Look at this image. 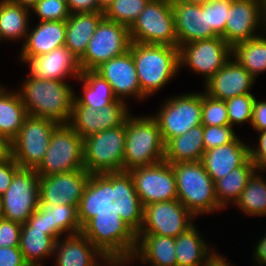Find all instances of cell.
Segmentation results:
<instances>
[{
    "instance_id": "cell-1",
    "label": "cell",
    "mask_w": 266,
    "mask_h": 266,
    "mask_svg": "<svg viewBox=\"0 0 266 266\" xmlns=\"http://www.w3.org/2000/svg\"><path fill=\"white\" fill-rule=\"evenodd\" d=\"M177 199L172 164L130 169L109 192V217L120 230L144 205Z\"/></svg>"
},
{
    "instance_id": "cell-2",
    "label": "cell",
    "mask_w": 266,
    "mask_h": 266,
    "mask_svg": "<svg viewBox=\"0 0 266 266\" xmlns=\"http://www.w3.org/2000/svg\"><path fill=\"white\" fill-rule=\"evenodd\" d=\"M78 206L94 223L109 217V191L85 168L40 176L39 205Z\"/></svg>"
},
{
    "instance_id": "cell-3",
    "label": "cell",
    "mask_w": 266,
    "mask_h": 266,
    "mask_svg": "<svg viewBox=\"0 0 266 266\" xmlns=\"http://www.w3.org/2000/svg\"><path fill=\"white\" fill-rule=\"evenodd\" d=\"M118 243L119 229L108 217L81 233L59 238L53 254L54 266H101Z\"/></svg>"
},
{
    "instance_id": "cell-4",
    "label": "cell",
    "mask_w": 266,
    "mask_h": 266,
    "mask_svg": "<svg viewBox=\"0 0 266 266\" xmlns=\"http://www.w3.org/2000/svg\"><path fill=\"white\" fill-rule=\"evenodd\" d=\"M125 124L83 139L84 168L109 192L123 178Z\"/></svg>"
},
{
    "instance_id": "cell-5",
    "label": "cell",
    "mask_w": 266,
    "mask_h": 266,
    "mask_svg": "<svg viewBox=\"0 0 266 266\" xmlns=\"http://www.w3.org/2000/svg\"><path fill=\"white\" fill-rule=\"evenodd\" d=\"M21 95L28 115L68 124L74 101L73 87L67 81L37 78L28 72L23 78Z\"/></svg>"
},
{
    "instance_id": "cell-6",
    "label": "cell",
    "mask_w": 266,
    "mask_h": 266,
    "mask_svg": "<svg viewBox=\"0 0 266 266\" xmlns=\"http://www.w3.org/2000/svg\"><path fill=\"white\" fill-rule=\"evenodd\" d=\"M129 51L146 98L163 89L180 72L178 47L131 42Z\"/></svg>"
},
{
    "instance_id": "cell-7",
    "label": "cell",
    "mask_w": 266,
    "mask_h": 266,
    "mask_svg": "<svg viewBox=\"0 0 266 266\" xmlns=\"http://www.w3.org/2000/svg\"><path fill=\"white\" fill-rule=\"evenodd\" d=\"M196 217L178 200L144 205L119 234H156L177 238L194 225Z\"/></svg>"
},
{
    "instance_id": "cell-8",
    "label": "cell",
    "mask_w": 266,
    "mask_h": 266,
    "mask_svg": "<svg viewBox=\"0 0 266 266\" xmlns=\"http://www.w3.org/2000/svg\"><path fill=\"white\" fill-rule=\"evenodd\" d=\"M177 199L195 216L224 210L217 201L214 181L201 161L173 163Z\"/></svg>"
},
{
    "instance_id": "cell-9",
    "label": "cell",
    "mask_w": 266,
    "mask_h": 266,
    "mask_svg": "<svg viewBox=\"0 0 266 266\" xmlns=\"http://www.w3.org/2000/svg\"><path fill=\"white\" fill-rule=\"evenodd\" d=\"M165 143L159 125L151 115L126 120V143L123 177L130 169L149 166L164 160Z\"/></svg>"
},
{
    "instance_id": "cell-10",
    "label": "cell",
    "mask_w": 266,
    "mask_h": 266,
    "mask_svg": "<svg viewBox=\"0 0 266 266\" xmlns=\"http://www.w3.org/2000/svg\"><path fill=\"white\" fill-rule=\"evenodd\" d=\"M131 42L178 47L171 2L150 0L129 28Z\"/></svg>"
},
{
    "instance_id": "cell-11",
    "label": "cell",
    "mask_w": 266,
    "mask_h": 266,
    "mask_svg": "<svg viewBox=\"0 0 266 266\" xmlns=\"http://www.w3.org/2000/svg\"><path fill=\"white\" fill-rule=\"evenodd\" d=\"M84 168L83 138L68 124H59L40 165L39 176L65 173Z\"/></svg>"
},
{
    "instance_id": "cell-12",
    "label": "cell",
    "mask_w": 266,
    "mask_h": 266,
    "mask_svg": "<svg viewBox=\"0 0 266 266\" xmlns=\"http://www.w3.org/2000/svg\"><path fill=\"white\" fill-rule=\"evenodd\" d=\"M164 101L151 116L157 121L165 144L202 124L201 92L174 95Z\"/></svg>"
},
{
    "instance_id": "cell-13",
    "label": "cell",
    "mask_w": 266,
    "mask_h": 266,
    "mask_svg": "<svg viewBox=\"0 0 266 266\" xmlns=\"http://www.w3.org/2000/svg\"><path fill=\"white\" fill-rule=\"evenodd\" d=\"M58 122L28 115L12 141V157L20 168L36 169L48 149L51 134Z\"/></svg>"
},
{
    "instance_id": "cell-14",
    "label": "cell",
    "mask_w": 266,
    "mask_h": 266,
    "mask_svg": "<svg viewBox=\"0 0 266 266\" xmlns=\"http://www.w3.org/2000/svg\"><path fill=\"white\" fill-rule=\"evenodd\" d=\"M130 44L129 28L104 17L78 59L81 71L95 70L103 62L123 55Z\"/></svg>"
},
{
    "instance_id": "cell-15",
    "label": "cell",
    "mask_w": 266,
    "mask_h": 266,
    "mask_svg": "<svg viewBox=\"0 0 266 266\" xmlns=\"http://www.w3.org/2000/svg\"><path fill=\"white\" fill-rule=\"evenodd\" d=\"M40 176L35 169L20 168L2 195L0 216L26 223L39 207Z\"/></svg>"
},
{
    "instance_id": "cell-16",
    "label": "cell",
    "mask_w": 266,
    "mask_h": 266,
    "mask_svg": "<svg viewBox=\"0 0 266 266\" xmlns=\"http://www.w3.org/2000/svg\"><path fill=\"white\" fill-rule=\"evenodd\" d=\"M232 57V47L222 38L199 40L179 47L180 70L188 67L206 83Z\"/></svg>"
},
{
    "instance_id": "cell-17",
    "label": "cell",
    "mask_w": 266,
    "mask_h": 266,
    "mask_svg": "<svg viewBox=\"0 0 266 266\" xmlns=\"http://www.w3.org/2000/svg\"><path fill=\"white\" fill-rule=\"evenodd\" d=\"M265 31L266 9L263 0L231 1L225 27V41L231 47L256 38Z\"/></svg>"
},
{
    "instance_id": "cell-18",
    "label": "cell",
    "mask_w": 266,
    "mask_h": 266,
    "mask_svg": "<svg viewBox=\"0 0 266 266\" xmlns=\"http://www.w3.org/2000/svg\"><path fill=\"white\" fill-rule=\"evenodd\" d=\"M131 114L128 103L122 100H115L98 110L89 106H72L68 125L84 139L88 135L125 124Z\"/></svg>"
},
{
    "instance_id": "cell-19",
    "label": "cell",
    "mask_w": 266,
    "mask_h": 266,
    "mask_svg": "<svg viewBox=\"0 0 266 266\" xmlns=\"http://www.w3.org/2000/svg\"><path fill=\"white\" fill-rule=\"evenodd\" d=\"M119 243L142 265L177 266L175 238L156 234H119Z\"/></svg>"
},
{
    "instance_id": "cell-20",
    "label": "cell",
    "mask_w": 266,
    "mask_h": 266,
    "mask_svg": "<svg viewBox=\"0 0 266 266\" xmlns=\"http://www.w3.org/2000/svg\"><path fill=\"white\" fill-rule=\"evenodd\" d=\"M95 71L112 87L117 99L127 102L128 97L144 101L132 53L128 50L121 56L103 62Z\"/></svg>"
},
{
    "instance_id": "cell-21",
    "label": "cell",
    "mask_w": 266,
    "mask_h": 266,
    "mask_svg": "<svg viewBox=\"0 0 266 266\" xmlns=\"http://www.w3.org/2000/svg\"><path fill=\"white\" fill-rule=\"evenodd\" d=\"M256 79L233 57L203 86L204 93L212 98L228 100L235 96L251 94Z\"/></svg>"
},
{
    "instance_id": "cell-22",
    "label": "cell",
    "mask_w": 266,
    "mask_h": 266,
    "mask_svg": "<svg viewBox=\"0 0 266 266\" xmlns=\"http://www.w3.org/2000/svg\"><path fill=\"white\" fill-rule=\"evenodd\" d=\"M178 48L187 43L211 39L218 35L208 28L207 9L202 4L171 2Z\"/></svg>"
},
{
    "instance_id": "cell-23",
    "label": "cell",
    "mask_w": 266,
    "mask_h": 266,
    "mask_svg": "<svg viewBox=\"0 0 266 266\" xmlns=\"http://www.w3.org/2000/svg\"><path fill=\"white\" fill-rule=\"evenodd\" d=\"M25 64L29 66L31 75L46 80H77L82 72L79 60L65 45L29 59Z\"/></svg>"
},
{
    "instance_id": "cell-24",
    "label": "cell",
    "mask_w": 266,
    "mask_h": 266,
    "mask_svg": "<svg viewBox=\"0 0 266 266\" xmlns=\"http://www.w3.org/2000/svg\"><path fill=\"white\" fill-rule=\"evenodd\" d=\"M65 34L66 21H38L34 28L29 26L19 54L21 64L63 46Z\"/></svg>"
},
{
    "instance_id": "cell-25",
    "label": "cell",
    "mask_w": 266,
    "mask_h": 266,
    "mask_svg": "<svg viewBox=\"0 0 266 266\" xmlns=\"http://www.w3.org/2000/svg\"><path fill=\"white\" fill-rule=\"evenodd\" d=\"M249 146L250 144L237 137L229 144L205 151L201 162L215 182L241 167L250 158Z\"/></svg>"
},
{
    "instance_id": "cell-26",
    "label": "cell",
    "mask_w": 266,
    "mask_h": 266,
    "mask_svg": "<svg viewBox=\"0 0 266 266\" xmlns=\"http://www.w3.org/2000/svg\"><path fill=\"white\" fill-rule=\"evenodd\" d=\"M104 12H82L70 14L66 20L65 46L79 59L95 33Z\"/></svg>"
},
{
    "instance_id": "cell-27",
    "label": "cell",
    "mask_w": 266,
    "mask_h": 266,
    "mask_svg": "<svg viewBox=\"0 0 266 266\" xmlns=\"http://www.w3.org/2000/svg\"><path fill=\"white\" fill-rule=\"evenodd\" d=\"M77 80L81 82L83 91L81 96L74 93L72 106H89L98 110L119 100L110 84L95 70L82 71Z\"/></svg>"
},
{
    "instance_id": "cell-28",
    "label": "cell",
    "mask_w": 266,
    "mask_h": 266,
    "mask_svg": "<svg viewBox=\"0 0 266 266\" xmlns=\"http://www.w3.org/2000/svg\"><path fill=\"white\" fill-rule=\"evenodd\" d=\"M196 224L175 238L177 266H206L215 250L207 244Z\"/></svg>"
},
{
    "instance_id": "cell-29",
    "label": "cell",
    "mask_w": 266,
    "mask_h": 266,
    "mask_svg": "<svg viewBox=\"0 0 266 266\" xmlns=\"http://www.w3.org/2000/svg\"><path fill=\"white\" fill-rule=\"evenodd\" d=\"M205 152L203 125L194 126L186 133L170 139L165 144L164 160L170 164L201 161Z\"/></svg>"
},
{
    "instance_id": "cell-30",
    "label": "cell",
    "mask_w": 266,
    "mask_h": 266,
    "mask_svg": "<svg viewBox=\"0 0 266 266\" xmlns=\"http://www.w3.org/2000/svg\"><path fill=\"white\" fill-rule=\"evenodd\" d=\"M28 116L20 93L16 89L0 88V135L11 142L17 137L24 120Z\"/></svg>"
},
{
    "instance_id": "cell-31",
    "label": "cell",
    "mask_w": 266,
    "mask_h": 266,
    "mask_svg": "<svg viewBox=\"0 0 266 266\" xmlns=\"http://www.w3.org/2000/svg\"><path fill=\"white\" fill-rule=\"evenodd\" d=\"M31 9L13 3L9 0H0V41H25L31 17Z\"/></svg>"
},
{
    "instance_id": "cell-32",
    "label": "cell",
    "mask_w": 266,
    "mask_h": 266,
    "mask_svg": "<svg viewBox=\"0 0 266 266\" xmlns=\"http://www.w3.org/2000/svg\"><path fill=\"white\" fill-rule=\"evenodd\" d=\"M56 240L46 230H39L22 224L19 249L29 266H42L44 260L53 257Z\"/></svg>"
},
{
    "instance_id": "cell-33",
    "label": "cell",
    "mask_w": 266,
    "mask_h": 266,
    "mask_svg": "<svg viewBox=\"0 0 266 266\" xmlns=\"http://www.w3.org/2000/svg\"><path fill=\"white\" fill-rule=\"evenodd\" d=\"M259 167L249 158L241 167L228 173L224 178L216 180L215 195L219 205L224 209L235 204L249 179Z\"/></svg>"
},
{
    "instance_id": "cell-34",
    "label": "cell",
    "mask_w": 266,
    "mask_h": 266,
    "mask_svg": "<svg viewBox=\"0 0 266 266\" xmlns=\"http://www.w3.org/2000/svg\"><path fill=\"white\" fill-rule=\"evenodd\" d=\"M48 221L60 237L81 233L94 223L78 206L67 204L48 206Z\"/></svg>"
},
{
    "instance_id": "cell-35",
    "label": "cell",
    "mask_w": 266,
    "mask_h": 266,
    "mask_svg": "<svg viewBox=\"0 0 266 266\" xmlns=\"http://www.w3.org/2000/svg\"><path fill=\"white\" fill-rule=\"evenodd\" d=\"M232 57L255 79L266 71V31L256 38L236 43Z\"/></svg>"
},
{
    "instance_id": "cell-36",
    "label": "cell",
    "mask_w": 266,
    "mask_h": 266,
    "mask_svg": "<svg viewBox=\"0 0 266 266\" xmlns=\"http://www.w3.org/2000/svg\"><path fill=\"white\" fill-rule=\"evenodd\" d=\"M266 169L259 168L249 179L239 199L235 202L239 211L248 216H266V180L261 175Z\"/></svg>"
},
{
    "instance_id": "cell-37",
    "label": "cell",
    "mask_w": 266,
    "mask_h": 266,
    "mask_svg": "<svg viewBox=\"0 0 266 266\" xmlns=\"http://www.w3.org/2000/svg\"><path fill=\"white\" fill-rule=\"evenodd\" d=\"M149 1L116 0L104 12V17L130 28Z\"/></svg>"
},
{
    "instance_id": "cell-38",
    "label": "cell",
    "mask_w": 266,
    "mask_h": 266,
    "mask_svg": "<svg viewBox=\"0 0 266 266\" xmlns=\"http://www.w3.org/2000/svg\"><path fill=\"white\" fill-rule=\"evenodd\" d=\"M256 96L253 93L235 96L225 101L230 126L251 124L253 103Z\"/></svg>"
},
{
    "instance_id": "cell-39",
    "label": "cell",
    "mask_w": 266,
    "mask_h": 266,
    "mask_svg": "<svg viewBox=\"0 0 266 266\" xmlns=\"http://www.w3.org/2000/svg\"><path fill=\"white\" fill-rule=\"evenodd\" d=\"M201 108L203 126L230 125L224 100L212 98L201 92Z\"/></svg>"
},
{
    "instance_id": "cell-40",
    "label": "cell",
    "mask_w": 266,
    "mask_h": 266,
    "mask_svg": "<svg viewBox=\"0 0 266 266\" xmlns=\"http://www.w3.org/2000/svg\"><path fill=\"white\" fill-rule=\"evenodd\" d=\"M207 9L208 28L225 40V27L228 12L231 6L230 0H209L202 4Z\"/></svg>"
},
{
    "instance_id": "cell-41",
    "label": "cell",
    "mask_w": 266,
    "mask_h": 266,
    "mask_svg": "<svg viewBox=\"0 0 266 266\" xmlns=\"http://www.w3.org/2000/svg\"><path fill=\"white\" fill-rule=\"evenodd\" d=\"M31 13L38 21H66L70 16L68 5L58 0H38Z\"/></svg>"
},
{
    "instance_id": "cell-42",
    "label": "cell",
    "mask_w": 266,
    "mask_h": 266,
    "mask_svg": "<svg viewBox=\"0 0 266 266\" xmlns=\"http://www.w3.org/2000/svg\"><path fill=\"white\" fill-rule=\"evenodd\" d=\"M235 128L225 126H203V141L205 151L229 144L237 138Z\"/></svg>"
},
{
    "instance_id": "cell-43",
    "label": "cell",
    "mask_w": 266,
    "mask_h": 266,
    "mask_svg": "<svg viewBox=\"0 0 266 266\" xmlns=\"http://www.w3.org/2000/svg\"><path fill=\"white\" fill-rule=\"evenodd\" d=\"M22 224L0 216V247H19Z\"/></svg>"
},
{
    "instance_id": "cell-44",
    "label": "cell",
    "mask_w": 266,
    "mask_h": 266,
    "mask_svg": "<svg viewBox=\"0 0 266 266\" xmlns=\"http://www.w3.org/2000/svg\"><path fill=\"white\" fill-rule=\"evenodd\" d=\"M26 224L34 229L46 230V234H49L56 241L61 238L53 228H49L48 221V206L39 205V207L28 218Z\"/></svg>"
},
{
    "instance_id": "cell-45",
    "label": "cell",
    "mask_w": 266,
    "mask_h": 266,
    "mask_svg": "<svg viewBox=\"0 0 266 266\" xmlns=\"http://www.w3.org/2000/svg\"><path fill=\"white\" fill-rule=\"evenodd\" d=\"M20 166L15 162L13 157L6 161L0 162V194L3 195L10 186L15 173Z\"/></svg>"
},
{
    "instance_id": "cell-46",
    "label": "cell",
    "mask_w": 266,
    "mask_h": 266,
    "mask_svg": "<svg viewBox=\"0 0 266 266\" xmlns=\"http://www.w3.org/2000/svg\"><path fill=\"white\" fill-rule=\"evenodd\" d=\"M258 144L249 146L250 159L261 169H266V130L259 131Z\"/></svg>"
},
{
    "instance_id": "cell-47",
    "label": "cell",
    "mask_w": 266,
    "mask_h": 266,
    "mask_svg": "<svg viewBox=\"0 0 266 266\" xmlns=\"http://www.w3.org/2000/svg\"><path fill=\"white\" fill-rule=\"evenodd\" d=\"M0 266H29L19 247H0Z\"/></svg>"
},
{
    "instance_id": "cell-48",
    "label": "cell",
    "mask_w": 266,
    "mask_h": 266,
    "mask_svg": "<svg viewBox=\"0 0 266 266\" xmlns=\"http://www.w3.org/2000/svg\"><path fill=\"white\" fill-rule=\"evenodd\" d=\"M251 126L256 132L266 130V101H259L255 98Z\"/></svg>"
},
{
    "instance_id": "cell-49",
    "label": "cell",
    "mask_w": 266,
    "mask_h": 266,
    "mask_svg": "<svg viewBox=\"0 0 266 266\" xmlns=\"http://www.w3.org/2000/svg\"><path fill=\"white\" fill-rule=\"evenodd\" d=\"M70 14L82 12H103L99 8L98 0H68Z\"/></svg>"
},
{
    "instance_id": "cell-50",
    "label": "cell",
    "mask_w": 266,
    "mask_h": 266,
    "mask_svg": "<svg viewBox=\"0 0 266 266\" xmlns=\"http://www.w3.org/2000/svg\"><path fill=\"white\" fill-rule=\"evenodd\" d=\"M262 237V238H261ZM256 242L253 253L254 266L266 265V233Z\"/></svg>"
},
{
    "instance_id": "cell-51",
    "label": "cell",
    "mask_w": 266,
    "mask_h": 266,
    "mask_svg": "<svg viewBox=\"0 0 266 266\" xmlns=\"http://www.w3.org/2000/svg\"><path fill=\"white\" fill-rule=\"evenodd\" d=\"M135 257L120 243L116 246V266H129L134 264ZM129 264V265H128Z\"/></svg>"
},
{
    "instance_id": "cell-52",
    "label": "cell",
    "mask_w": 266,
    "mask_h": 266,
    "mask_svg": "<svg viewBox=\"0 0 266 266\" xmlns=\"http://www.w3.org/2000/svg\"><path fill=\"white\" fill-rule=\"evenodd\" d=\"M12 157V142L0 135V162Z\"/></svg>"
},
{
    "instance_id": "cell-53",
    "label": "cell",
    "mask_w": 266,
    "mask_h": 266,
    "mask_svg": "<svg viewBox=\"0 0 266 266\" xmlns=\"http://www.w3.org/2000/svg\"><path fill=\"white\" fill-rule=\"evenodd\" d=\"M206 266H233V265H231V263L228 262L225 256L223 257L222 254L220 255V253L218 254L216 250H214L210 254Z\"/></svg>"
},
{
    "instance_id": "cell-54",
    "label": "cell",
    "mask_w": 266,
    "mask_h": 266,
    "mask_svg": "<svg viewBox=\"0 0 266 266\" xmlns=\"http://www.w3.org/2000/svg\"><path fill=\"white\" fill-rule=\"evenodd\" d=\"M101 266H116V247L108 254L105 263Z\"/></svg>"
},
{
    "instance_id": "cell-55",
    "label": "cell",
    "mask_w": 266,
    "mask_h": 266,
    "mask_svg": "<svg viewBox=\"0 0 266 266\" xmlns=\"http://www.w3.org/2000/svg\"><path fill=\"white\" fill-rule=\"evenodd\" d=\"M9 1L27 7L29 9H31L38 2V0H9Z\"/></svg>"
},
{
    "instance_id": "cell-56",
    "label": "cell",
    "mask_w": 266,
    "mask_h": 266,
    "mask_svg": "<svg viewBox=\"0 0 266 266\" xmlns=\"http://www.w3.org/2000/svg\"><path fill=\"white\" fill-rule=\"evenodd\" d=\"M114 1L116 0H98L99 8L105 12Z\"/></svg>"
},
{
    "instance_id": "cell-57",
    "label": "cell",
    "mask_w": 266,
    "mask_h": 266,
    "mask_svg": "<svg viewBox=\"0 0 266 266\" xmlns=\"http://www.w3.org/2000/svg\"><path fill=\"white\" fill-rule=\"evenodd\" d=\"M178 2H185V3H194V4H203L208 2L209 0H173Z\"/></svg>"
},
{
    "instance_id": "cell-58",
    "label": "cell",
    "mask_w": 266,
    "mask_h": 266,
    "mask_svg": "<svg viewBox=\"0 0 266 266\" xmlns=\"http://www.w3.org/2000/svg\"><path fill=\"white\" fill-rule=\"evenodd\" d=\"M2 195L0 194V213H1Z\"/></svg>"
},
{
    "instance_id": "cell-59",
    "label": "cell",
    "mask_w": 266,
    "mask_h": 266,
    "mask_svg": "<svg viewBox=\"0 0 266 266\" xmlns=\"http://www.w3.org/2000/svg\"><path fill=\"white\" fill-rule=\"evenodd\" d=\"M68 5V0H58Z\"/></svg>"
}]
</instances>
